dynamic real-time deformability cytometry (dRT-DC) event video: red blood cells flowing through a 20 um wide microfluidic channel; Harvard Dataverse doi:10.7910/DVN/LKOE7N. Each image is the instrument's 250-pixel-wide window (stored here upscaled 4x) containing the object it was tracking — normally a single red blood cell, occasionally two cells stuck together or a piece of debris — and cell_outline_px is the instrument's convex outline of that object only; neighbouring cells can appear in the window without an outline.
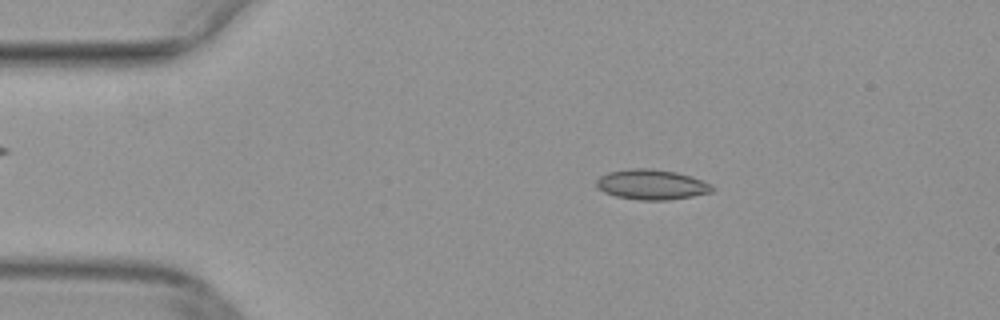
{"species": "common noctule bat (a hibernating species)", "species_latin": "Nyctalus noctula", "temperature_condition": "warm", "stored_images_in_passage": 47, "camera_frame_rate_fps": 3000, "um_per_image_px": 0.085, "animal": {"sex": "female", "body_mass_g": 29.2, "forearm_length_mm": 56.3}, "frame": {"image": 1, "passage_image": 7, "time_ms": 2.0, "image_size_px": [1000, 320], "cell_outline_px": [[716, 188], [712, 192], [692, 196], [668, 200], [640, 200], [616, 196], [604, 192], [596, 188], [596, 180], [600, 176], [608, 172], [628, 168], [648, 168], [676, 172], [692, 176], [712, 184]], "centroid_in_image_um": [55.39, 15.68], "position_along_channel_um": 29.6, "area_um2": 20.52}}
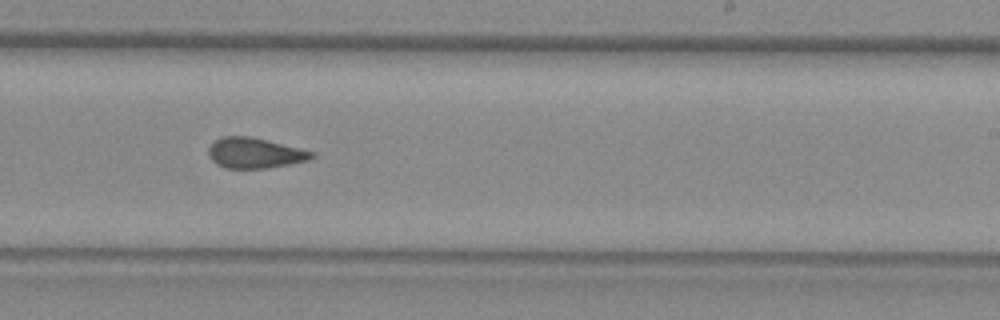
{"frame": {"image": 2, "passage_image": 28, "time_ms": 9.0, "image_size_px": [1000, 320], "cell_outline_px": [[316, 156], [308, 160], [292, 164], [268, 168], [224, 168], [216, 164], [208, 156], [208, 148], [220, 136], [252, 136], [316, 152]], "centroid_in_image_um": [21.67, 13.0], "position_along_channel_um": 267.3, "area_um2": 18.55}}
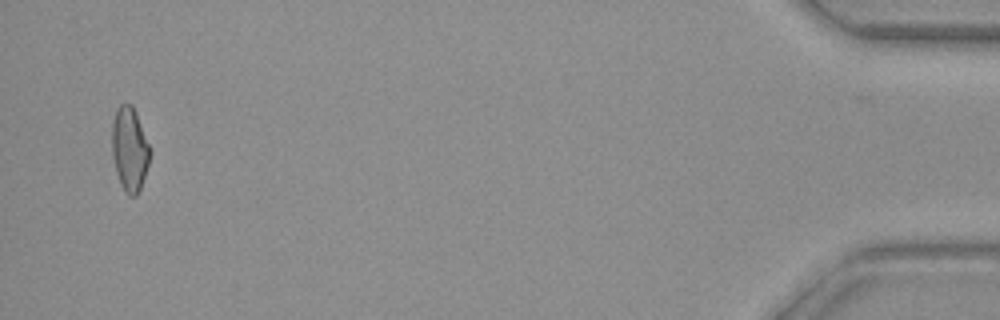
{"frame": {"image": 3, "passage_image": 46, "time_ms": 15.0, "image_size_px": [1000, 320], "cell_outline_px": [[148, 164], [140, 188], [136, 196], [128, 196], [124, 192], [120, 184], [116, 172], [112, 156], [112, 120], [116, 108], [120, 104], [132, 104], [136, 112], [148, 144]], "centroid_in_image_um": [10.97, 12.67], "position_along_channel_um": 424.2, "area_um2": 18.38}}